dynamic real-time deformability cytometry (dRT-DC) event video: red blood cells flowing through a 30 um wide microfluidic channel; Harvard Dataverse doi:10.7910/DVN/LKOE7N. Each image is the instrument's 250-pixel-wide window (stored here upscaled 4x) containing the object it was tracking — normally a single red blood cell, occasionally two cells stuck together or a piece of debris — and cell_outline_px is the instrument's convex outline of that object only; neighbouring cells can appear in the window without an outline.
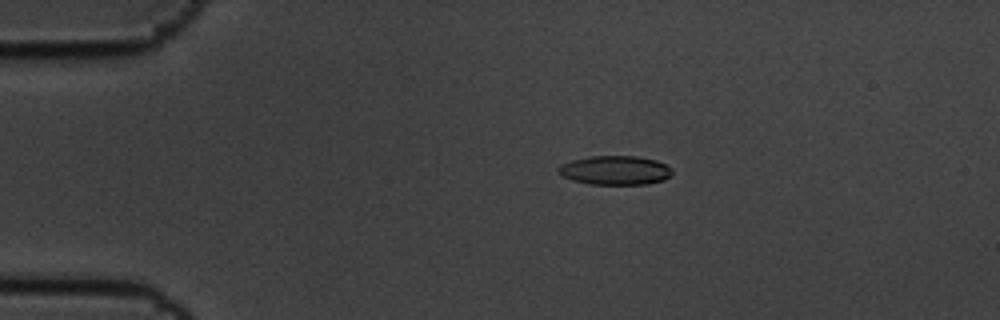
{"species": "common noctule bat (a hibernating species)", "species_latin": "Nyctalus noctula", "temperature_condition": "cold", "stored_images_in_passage": 6, "camera_frame_rate_fps": 3000, "um_per_image_px": 0.085, "animal": {"sex": "male", "body_mass_g": 19.5, "forearm_length_mm": 54.6}, "frame": {"image": 1, "passage_image": 3, "time_ms": 0.667, "image_size_px": [1000, 320], "cell_outline_px": [[672, 172], [664, 180], [648, 184], [588, 184], [572, 180], [564, 176], [556, 168], [560, 164], [572, 160], [592, 156], [636, 156], [656, 160], [672, 168]], "centroid_in_image_um": [52.28, 14.47], "position_along_channel_um": 32.7, "area_um2": 19.19}}
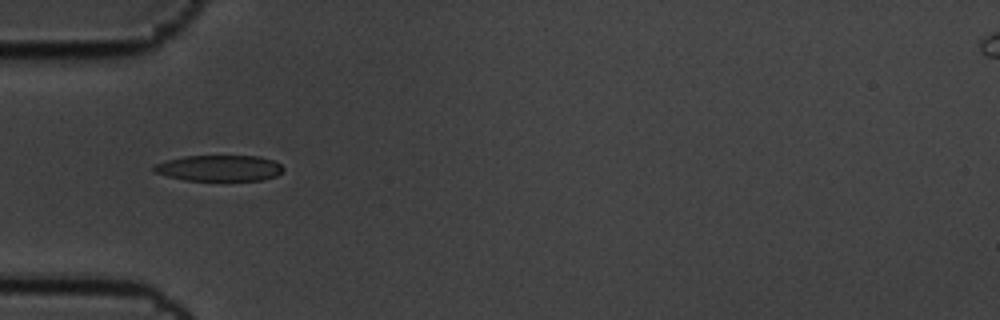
{"frame": {"image": 2, "passage_image": 5, "time_ms": 1.333, "image_size_px": [1000, 320], "cell_outline_px": [[284, 168], [276, 176], [264, 180], [184, 180], [168, 176], [156, 172], [152, 168], [156, 164], [164, 160], [184, 156], [260, 156], [272, 160], [280, 164]], "centroid_in_image_um": [18.64, 14.28], "position_along_channel_um": 66.4, "area_um2": 19.48}}
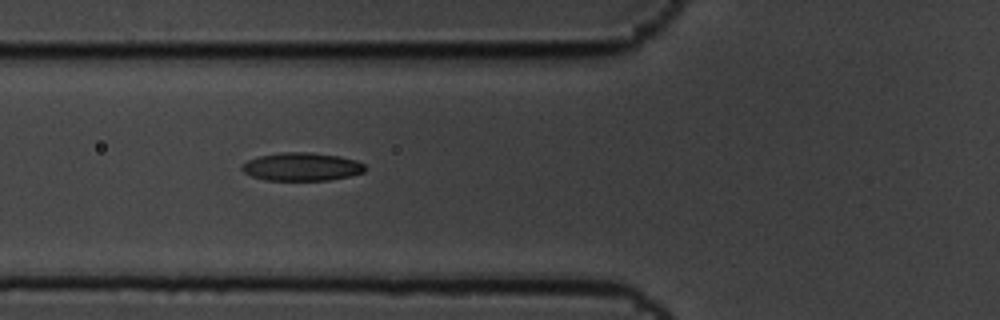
{"frame": {"image": 3, "passage_image": 6, "time_ms": 1.667, "image_size_px": [1000, 320], "cell_outline_px": [[368, 168], [364, 172], [352, 176], [328, 180], [264, 180], [252, 176], [244, 172], [240, 168], [240, 164], [248, 160], [260, 156], [280, 152], [312, 152], [340, 156], [356, 160], [364, 164]], "centroid_in_image_um": [25.67, 14.17], "position_along_channel_um": 100.1, "area_um2": 20.46}}